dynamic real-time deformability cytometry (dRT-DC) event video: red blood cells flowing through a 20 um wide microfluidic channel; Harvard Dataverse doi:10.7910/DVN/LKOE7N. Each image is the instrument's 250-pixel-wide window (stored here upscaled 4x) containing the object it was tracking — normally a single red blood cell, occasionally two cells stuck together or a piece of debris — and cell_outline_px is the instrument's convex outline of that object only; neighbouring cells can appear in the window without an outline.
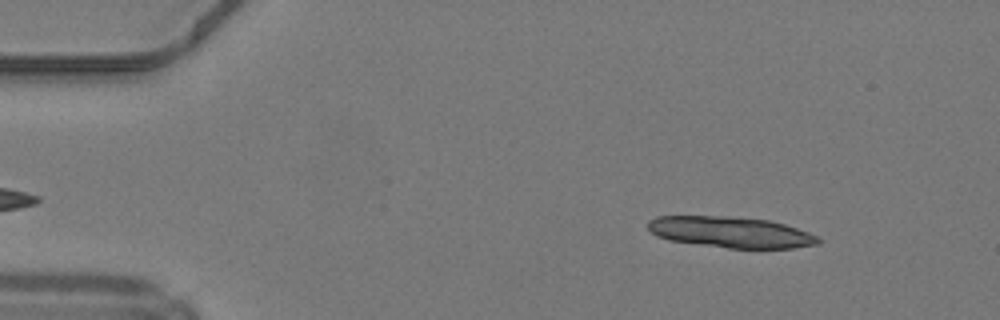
{"species": "common noctule bat (a hibernating species)", "species_latin": "Nyctalus noctula", "temperature_condition": "warm", "stored_images_in_passage": 16, "camera_frame_rate_fps": 3000, "um_per_image_px": 0.085, "animal": {"sex": "male", "body_mass_g": 19.2, "forearm_length_mm": 51.8}, "frame": {"image": 1, "passage_image": 4, "time_ms": 1.0, "image_size_px": [1000, 320], "cell_outline_px": [[820, 244], [792, 248], [728, 248], [668, 240], [656, 236], [648, 228], [648, 220], [656, 216], [728, 216], [768, 220], [784, 224], [808, 232], [816, 236], [820, 240]], "centroid_in_image_um": [62.08, 19.73], "position_along_channel_um": 22.9, "area_um2": 30.69}}